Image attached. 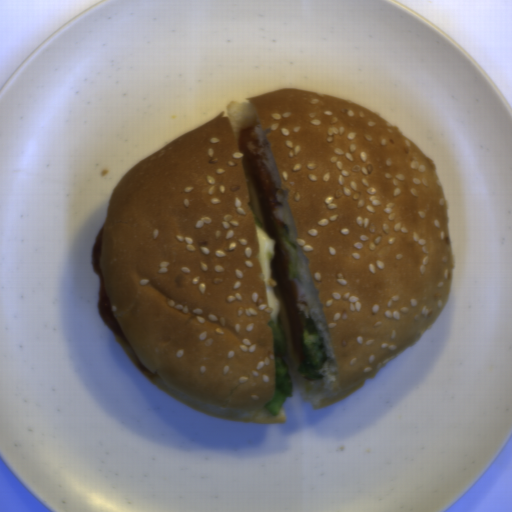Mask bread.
I'll return each mask as SVG.
<instances>
[{
    "mask_svg": "<svg viewBox=\"0 0 512 512\" xmlns=\"http://www.w3.org/2000/svg\"><path fill=\"white\" fill-rule=\"evenodd\" d=\"M258 131L299 250L298 306L314 319L324 377L298 374L265 232L239 144ZM101 270L133 364L170 397L228 421L273 415V330L314 411L338 403L418 341L447 305L449 212L430 159L366 107L286 88L232 101L140 160L115 187Z\"/></svg>",
    "mask_w": 512,
    "mask_h": 512,
    "instance_id": "1",
    "label": "bread"
}]
</instances>
